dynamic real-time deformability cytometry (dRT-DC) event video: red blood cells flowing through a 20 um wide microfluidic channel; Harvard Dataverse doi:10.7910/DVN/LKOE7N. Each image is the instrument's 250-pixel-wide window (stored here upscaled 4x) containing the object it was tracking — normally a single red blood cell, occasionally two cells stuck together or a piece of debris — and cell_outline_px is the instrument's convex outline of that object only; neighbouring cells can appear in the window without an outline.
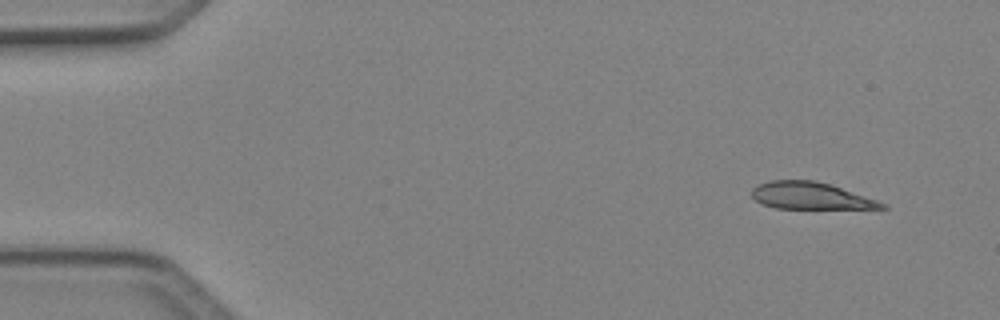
{"species": "Egyptian fruit bat (a non-hibernating species)", "species_latin": "Rousettus aegyptiacus", "temperature_condition": "cold", "stored_images_in_passage": 4, "camera_frame_rate_fps": 3000, "um_per_image_px": 0.085, "animal": {"sex": "female"}, "frame": {"image": 1, "passage_image": 1, "time_ms": 0.0, "image_size_px": [1000, 320], "cell_outline_px": [[888, 208], [776, 208], [764, 204], [756, 200], [752, 196], [752, 188], [768, 180], [816, 180], [888, 204]], "centroid_in_image_um": [68.86, 16.64], "position_along_channel_um": 16.1, "area_um2": 20.0}}
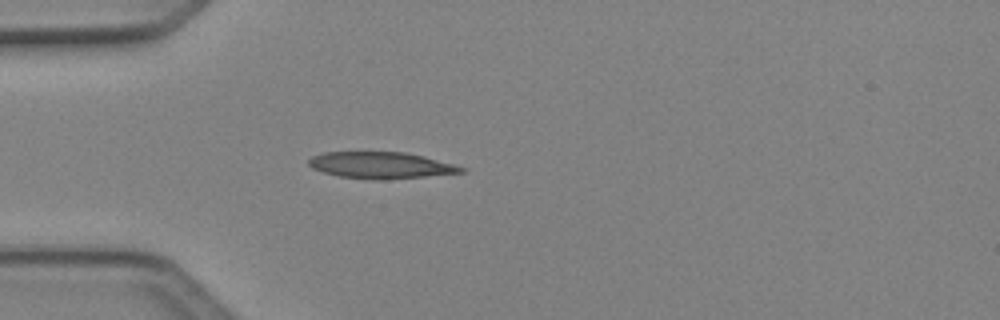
{"frame": {"image": 2, "passage_image": 4, "time_ms": 1.0, "image_size_px": [1000, 320], "cell_outline_px": [[468, 168], [464, 172], [384, 180], [340, 176], [324, 172], [312, 168], [308, 164], [308, 160], [312, 156], [324, 152], [404, 152], [424, 156], [456, 164]], "centroid_in_image_um": [32.41, 14.03], "position_along_channel_um": 52.6, "area_um2": 23.47}}